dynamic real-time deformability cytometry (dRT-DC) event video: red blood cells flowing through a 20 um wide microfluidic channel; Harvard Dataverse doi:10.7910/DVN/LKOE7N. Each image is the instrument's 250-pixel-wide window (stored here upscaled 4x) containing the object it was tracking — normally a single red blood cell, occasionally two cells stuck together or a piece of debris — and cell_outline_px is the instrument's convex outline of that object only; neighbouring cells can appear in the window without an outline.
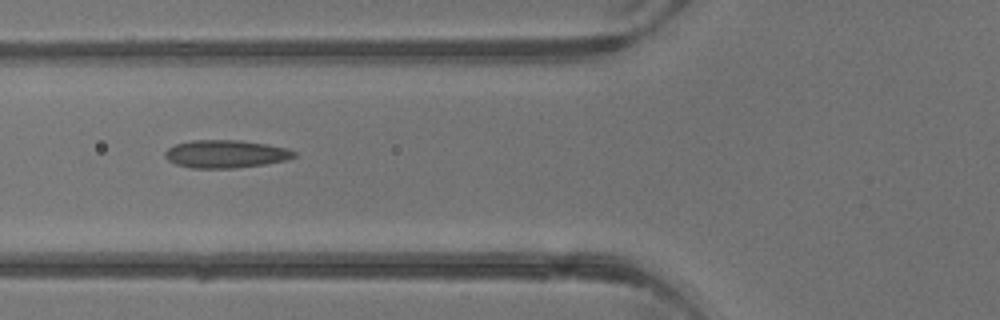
{"species": "common noctule bat (a hibernating species)", "species_latin": "Nyctalus noctula", "temperature_condition": "warm", "stored_images_in_passage": 4, "camera_frame_rate_fps": 3000, "um_per_image_px": 0.085, "animal": {"sex": "male", "body_mass_g": 13.3}, "frame": {"image": 1, "passage_image": 4, "time_ms": 4.667, "image_size_px": [1000, 320], "cell_outline_px": [[296, 156], [288, 160], [264, 164], [236, 168], [192, 168], [176, 164], [168, 160], [164, 156], [164, 152], [168, 148], [176, 144], [192, 140], [240, 140], [268, 144], [288, 148], [296, 152]], "centroid_in_image_um": [19.21, 13.08], "position_along_channel_um": 106.6, "area_um2": 21.1}}